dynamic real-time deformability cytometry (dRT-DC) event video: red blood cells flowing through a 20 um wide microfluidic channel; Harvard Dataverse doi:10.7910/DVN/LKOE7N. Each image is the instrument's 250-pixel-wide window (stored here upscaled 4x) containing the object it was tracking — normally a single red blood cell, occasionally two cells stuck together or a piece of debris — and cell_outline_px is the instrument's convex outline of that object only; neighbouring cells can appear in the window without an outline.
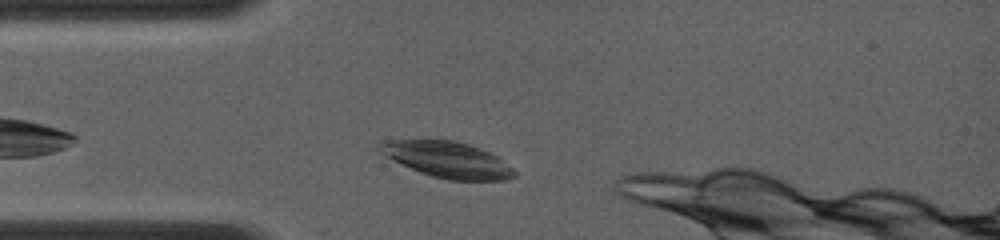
{"species": "common noctule bat (a hibernating species)", "species_latin": "Nyctalus noctula", "temperature_condition": "room temperature", "stored_images_in_passage": 4, "camera_frame_rate_fps": 4000, "um_per_image_px": 0.085, "animal": {"sex": "female", "body_mass_g": 19.0, "forearm_length_mm": 56.7}, "frame": {"image": 1, "passage_image": 2, "time_ms": 0.75, "image_size_px": [1000, 240], "cell_outline_px": [[516, 176], [504, 180], [448, 180], [432, 176], [420, 172], [392, 160], [380, 152], [376, 148], [376, 144], [384, 140], [452, 140], [468, 144], [480, 148], [496, 156], [512, 168], [516, 172]], "centroid_in_image_um": [37.99, 13.56], "position_along_channel_um": 47.0, "area_um2": 28.09}}
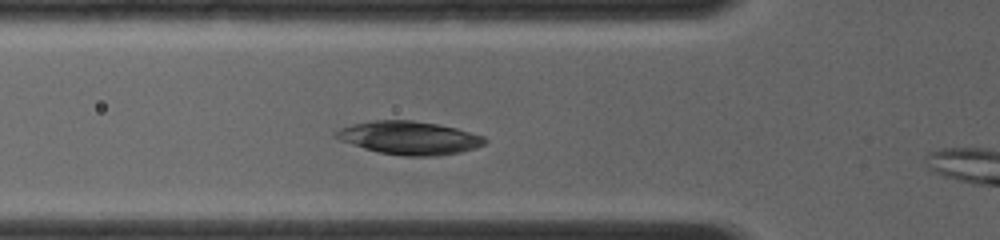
{"frame": {"image": 2, "passage_image": 4, "time_ms": 2.0, "image_size_px": [1000, 240], "cell_outline_px": [[488, 140], [484, 144], [460, 152], [436, 156], [404, 156], [380, 152], [364, 148], [340, 140], [332, 136], [332, 132], [340, 128], [352, 124], [376, 120], [412, 120], [436, 124], [456, 128], [484, 136]], "centroid_in_image_um": [34.75, 11.71], "position_along_channel_um": 91.0, "area_um2": 28.67}}